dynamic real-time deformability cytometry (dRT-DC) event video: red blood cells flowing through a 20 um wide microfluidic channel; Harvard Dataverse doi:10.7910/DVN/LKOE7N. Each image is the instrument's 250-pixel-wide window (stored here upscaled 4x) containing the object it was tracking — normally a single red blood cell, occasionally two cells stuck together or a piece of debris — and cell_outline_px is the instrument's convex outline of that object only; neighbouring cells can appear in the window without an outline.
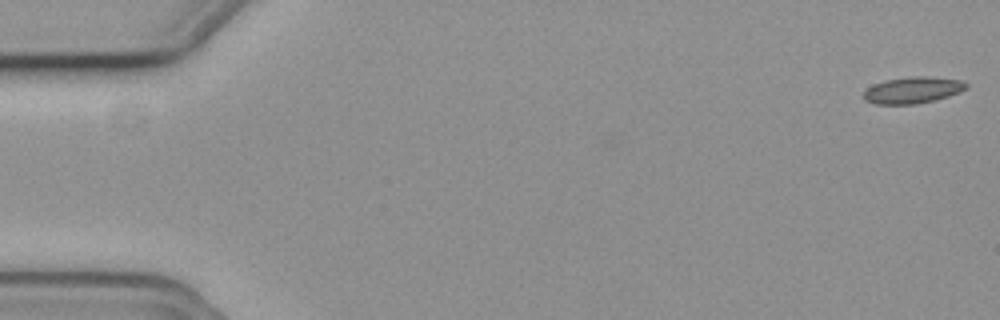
{"species": "common noctule bat (a hibernating species)", "species_latin": "Nyctalus noctula", "temperature_condition": "cold", "stored_images_in_passage": 14, "camera_frame_rate_fps": 3000, "um_per_image_px": 0.085, "animal": {"sex": "female", "body_mass_g": 19.3, "forearm_length_mm": 54.1}, "frame": {"image": 1, "passage_image": 1, "time_ms": 0.0, "image_size_px": [1000, 320], "cell_outline_px": [[968, 88], [960, 92], [936, 100], [912, 104], [876, 104], [864, 100], [864, 92], [872, 84], [884, 80], [908, 76], [932, 76], [964, 80], [968, 84]], "centroid_in_image_um": [77.62, 7.64], "position_along_channel_um": 7.4, "area_um2": 16.13}}